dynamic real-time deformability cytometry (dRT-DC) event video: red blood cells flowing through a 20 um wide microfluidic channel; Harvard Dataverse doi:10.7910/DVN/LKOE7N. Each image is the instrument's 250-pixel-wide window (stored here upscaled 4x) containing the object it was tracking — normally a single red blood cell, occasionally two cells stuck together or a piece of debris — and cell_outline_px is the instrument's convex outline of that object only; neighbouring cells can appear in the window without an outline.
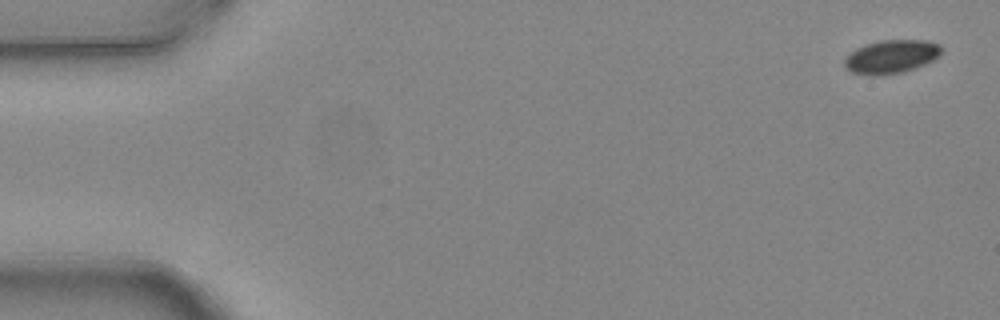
{"species": "common noctule bat (a hibernating species)", "species_latin": "Nyctalus noctula", "temperature_condition": "warm", "stored_images_in_passage": 5, "camera_frame_rate_fps": 3000, "um_per_image_px": 0.085, "animal": {"sex": "female", "body_mass_g": 24.6, "forearm_length_mm": 56.2}, "frame": {"image": 1, "passage_image": 1, "time_ms": 0.0, "image_size_px": [1000, 320], "cell_outline_px": [[944, 52], [940, 56], [924, 64], [904, 72], [872, 76], [868, 76], [852, 72], [844, 68], [844, 60], [856, 48], [864, 44], [880, 40], [928, 40], [940, 44]], "centroid_in_image_um": [75.77, 4.81], "position_along_channel_um": 9.2, "area_um2": 19.13}}
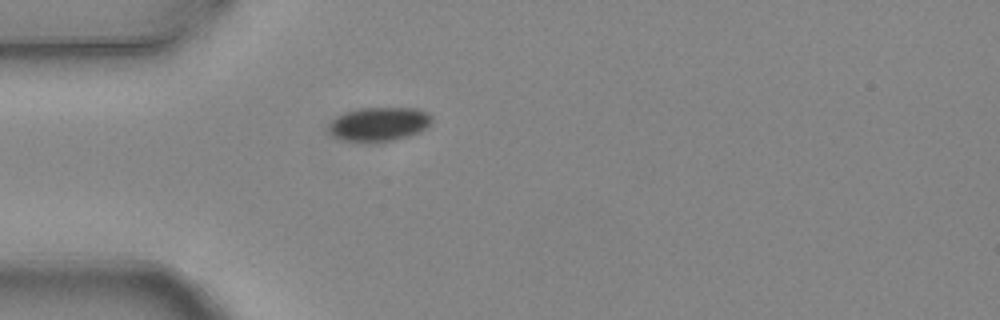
{"frame": {"image": 2, "passage_image": 5, "time_ms": 1.333, "image_size_px": [1000, 320], "cell_outline_px": [[432, 120], [420, 132], [408, 136], [392, 140], [344, 140], [328, 132], [328, 128], [332, 120], [348, 112], [360, 108], [416, 108], [428, 112], [432, 116]], "centroid_in_image_um": [32.26, 10.52], "position_along_channel_um": 52.7, "area_um2": 19.71}}